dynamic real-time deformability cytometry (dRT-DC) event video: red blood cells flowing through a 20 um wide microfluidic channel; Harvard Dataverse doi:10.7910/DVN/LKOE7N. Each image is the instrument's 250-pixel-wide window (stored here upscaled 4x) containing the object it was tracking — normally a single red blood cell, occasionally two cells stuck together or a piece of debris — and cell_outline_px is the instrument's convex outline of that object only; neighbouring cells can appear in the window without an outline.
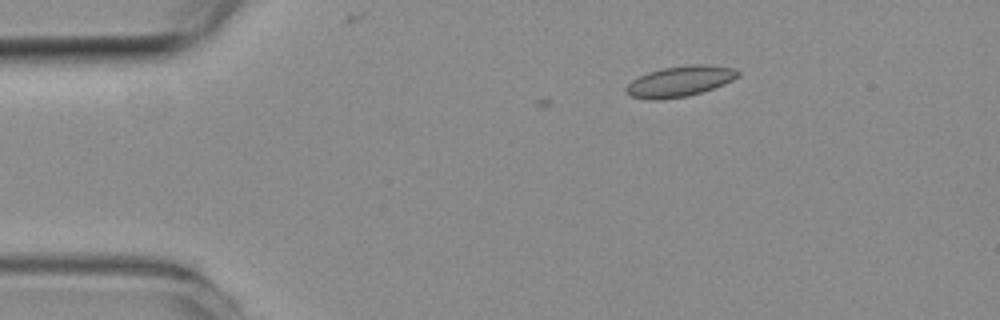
{"species": "common noctule bat (a hibernating species)", "species_latin": "Nyctalus noctula", "temperature_condition": "room temperature", "stored_images_in_passage": 2, "camera_frame_rate_fps": 3000, "um_per_image_px": 0.085, "animal": {"sex": "female", "body_mass_g": 19.3, "forearm_length_mm": 54.1}, "frame": {"image": 1, "passage_image": 2, "time_ms": 0.333, "image_size_px": [1000, 320], "cell_outline_px": [[740, 76], [724, 84], [688, 96], [656, 100], [632, 96], [624, 88], [632, 80], [648, 72], [660, 68], [692, 64], [704, 64], [732, 68], [740, 72]], "centroid_in_image_um": [57.8, 6.89], "position_along_channel_um": 27.2, "area_um2": 19.71}}